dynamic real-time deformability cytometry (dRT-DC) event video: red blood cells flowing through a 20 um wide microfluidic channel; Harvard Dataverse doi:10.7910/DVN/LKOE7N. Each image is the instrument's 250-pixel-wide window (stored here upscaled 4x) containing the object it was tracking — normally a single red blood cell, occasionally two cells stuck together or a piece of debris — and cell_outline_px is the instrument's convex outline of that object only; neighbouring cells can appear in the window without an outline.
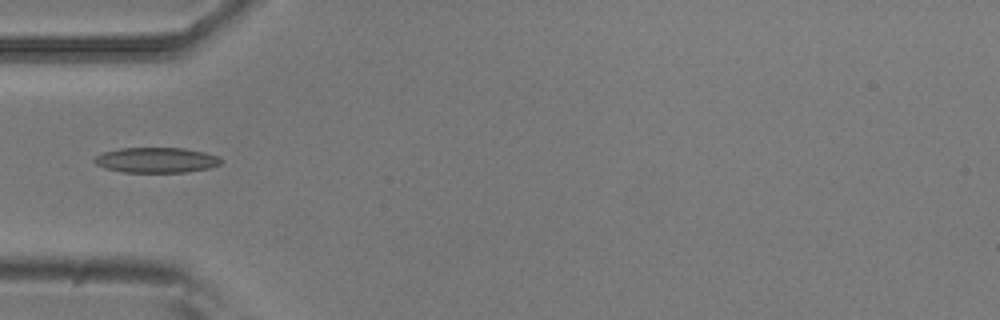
{"species": "common noctule bat (a hibernating species)", "species_latin": "Nyctalus noctula", "temperature_condition": "room temperature", "stored_images_in_passage": 5, "camera_frame_rate_fps": 3000, "um_per_image_px": 0.085, "animal": {"sex": "male", "body_mass_g": 20.5, "forearm_length_mm": 52.5}, "frame": {"image": 1, "passage_image": 5, "time_ms": 1.333, "image_size_px": [1000, 320], "cell_outline_px": [[220, 164], [208, 168], [188, 172], [124, 172], [104, 168], [96, 164], [92, 160], [96, 156], [104, 152], [120, 148], [184, 148], [204, 152], [220, 156]], "centroid_in_image_um": [13.28, 13.6], "position_along_channel_um": 71.7, "area_um2": 18.61}}